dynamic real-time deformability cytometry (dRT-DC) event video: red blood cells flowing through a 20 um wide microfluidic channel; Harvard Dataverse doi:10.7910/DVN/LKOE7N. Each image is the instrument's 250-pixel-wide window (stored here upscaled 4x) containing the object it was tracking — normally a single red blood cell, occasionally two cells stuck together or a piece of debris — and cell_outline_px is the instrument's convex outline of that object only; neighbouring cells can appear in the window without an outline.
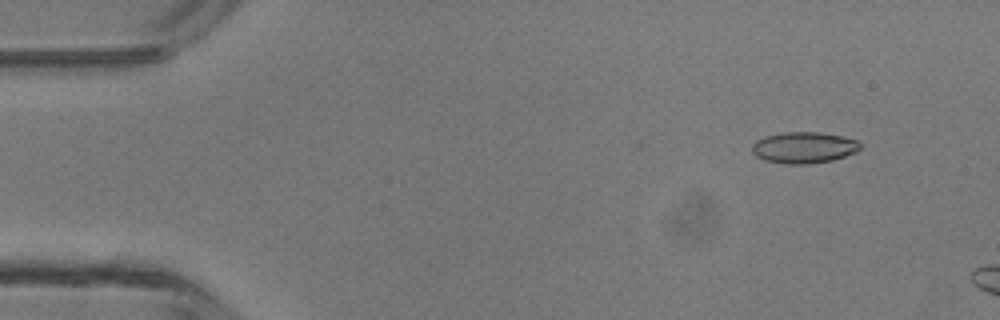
{"species": "common noctule bat (a hibernating species)", "species_latin": "Nyctalus noctula", "temperature_condition": "room temperature", "stored_images_in_passage": 2, "camera_frame_rate_fps": 3000, "um_per_image_px": 0.085, "animal": {"sex": "male", "body_mass_g": 13.3}, "frame": {"image": 1, "passage_image": 2, "time_ms": 0.333, "image_size_px": [1000, 320], "cell_outline_px": [[860, 148], [856, 152], [832, 160], [808, 164], [784, 164], [764, 160], [756, 156], [752, 152], [752, 144], [756, 140], [764, 136], [784, 132], [820, 132], [844, 136], [856, 140], [860, 144]], "centroid_in_image_um": [68.3, 12.54], "position_along_channel_um": 16.7, "area_um2": 19.83}}